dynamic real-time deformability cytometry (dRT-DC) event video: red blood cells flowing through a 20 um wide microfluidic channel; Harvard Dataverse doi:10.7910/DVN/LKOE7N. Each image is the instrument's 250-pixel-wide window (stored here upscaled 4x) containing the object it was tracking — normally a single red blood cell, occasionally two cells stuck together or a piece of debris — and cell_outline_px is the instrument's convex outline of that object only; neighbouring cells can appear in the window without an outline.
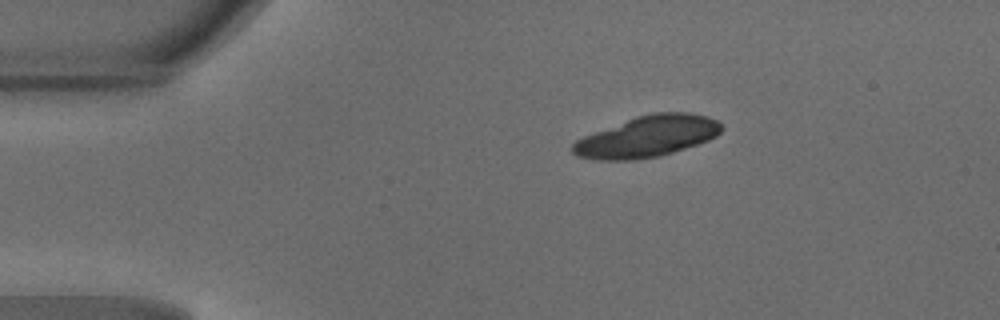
{"species": "common noctule bat (a hibernating species)", "species_latin": "Nyctalus noctula", "temperature_condition": "warm", "stored_images_in_passage": 40, "camera_frame_rate_fps": 3000, "um_per_image_px": 0.085, "animal": {"sex": "male", "body_mass_g": 18.8}, "frame": {"image": 1, "passage_image": 1, "time_ms": 0.0, "image_size_px": [1000, 320], "cell_outline_px": [[724, 128], [716, 136], [708, 140], [660, 156], [636, 160], [592, 160], [576, 156], [572, 152], [572, 144], [576, 140], [584, 136], [636, 116], [656, 112], [688, 112], [708, 116], [716, 120]], "centroid_in_image_um": [55.01, 11.61], "position_along_channel_um": 30.0, "area_um2": 35.66}, "authors_computed_cell_mechanics": {"area_um2": 21.8773, "velocity_mm_per_s": 4.1941, "shape_relaxation_time_tau1_ms": 6.1886, "shape_relaxation_time_tau2_ms": 2.3966, "deformation_change_tau1": 0.2035, "deformation_change_tau2": 0.0806}}